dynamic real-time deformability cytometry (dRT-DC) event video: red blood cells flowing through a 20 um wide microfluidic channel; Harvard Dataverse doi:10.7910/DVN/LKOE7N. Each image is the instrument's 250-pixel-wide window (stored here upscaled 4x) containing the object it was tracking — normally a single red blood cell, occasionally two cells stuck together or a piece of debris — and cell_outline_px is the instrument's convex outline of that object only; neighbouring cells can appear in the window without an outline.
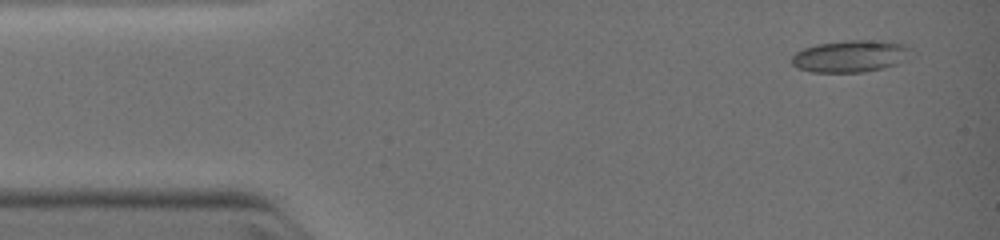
{"species": "common noctule bat (a hibernating species)", "species_latin": "Nyctalus noctula", "temperature_condition": "warm", "stored_images_in_passage": 6, "camera_frame_rate_fps": 3000, "um_per_image_px": 0.085, "animal": {"sex": "female", "body_mass_g": 19.0, "forearm_length_mm": 51.5}, "frame": {"image": 1, "passage_image": 1, "time_ms": 0.0, "image_size_px": [1000, 240], "cell_outline_px": [[916, 56], [908, 60], [884, 68], [864, 72], [812, 72], [796, 68], [792, 64], [792, 56], [796, 52], [804, 48], [816, 44], [848, 40], [880, 40], [908, 44], [916, 52]], "centroid_in_image_um": [72.42, 4.77], "position_along_channel_um": 12.6, "area_um2": 22.95}}
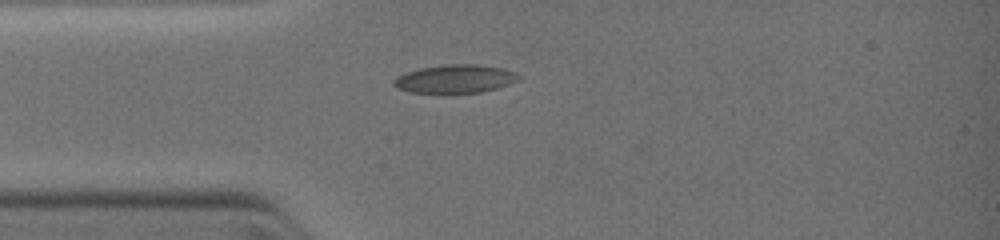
{"frame": {"image": 2, "passage_image": 6, "time_ms": 2.333, "image_size_px": [1000, 240], "cell_outline_px": [[520, 76], [516, 80], [508, 84], [496, 88], [480, 92], [412, 92], [396, 88], [392, 84], [392, 80], [396, 76], [420, 68], [448, 64], [476, 64], [500, 68], [512, 72]], "centroid_in_image_um": [38.61, 6.69], "position_along_channel_um": 46.4, "area_um2": 20.11}}